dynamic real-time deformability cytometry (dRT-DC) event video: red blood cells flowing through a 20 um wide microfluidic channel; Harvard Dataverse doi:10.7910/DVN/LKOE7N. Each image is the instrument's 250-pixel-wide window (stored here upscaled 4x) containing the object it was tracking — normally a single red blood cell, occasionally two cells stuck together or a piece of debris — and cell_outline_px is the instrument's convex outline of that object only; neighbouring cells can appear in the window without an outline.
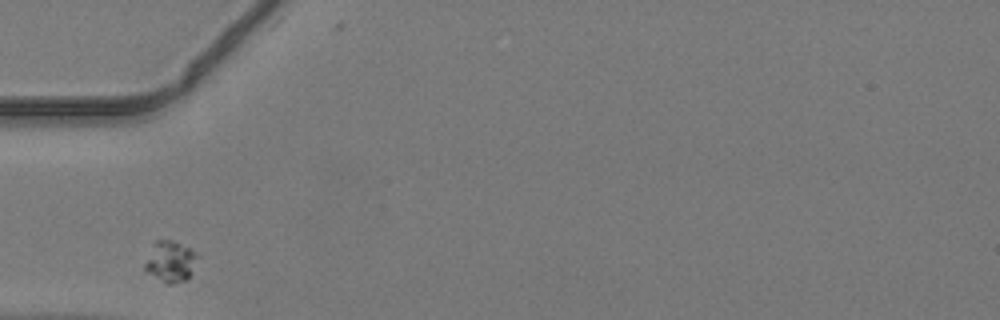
{"species": "common noctule bat (a hibernating species)", "species_latin": "Nyctalus noctula", "temperature_condition": "warm", "stored_images_in_passage": 27, "camera_frame_rate_fps": 3000, "um_per_image_px": 0.085, "animal": {"sex": "male", "body_mass_g": 19.2, "forearm_length_mm": 51.8}, "frame": {"image": 1, "passage_image": 1, "time_ms": 0.0, "image_size_px": [1000, 320], "cell_outline_px": [[192, 272], [188, 280], [172, 284], [168, 284], [144, 272], [144, 264], [156, 240], [172, 240], [192, 248]], "centroid_in_image_um": [14.41, 22.26], "position_along_channel_um": 70.6, "area_um2": 12.14}}
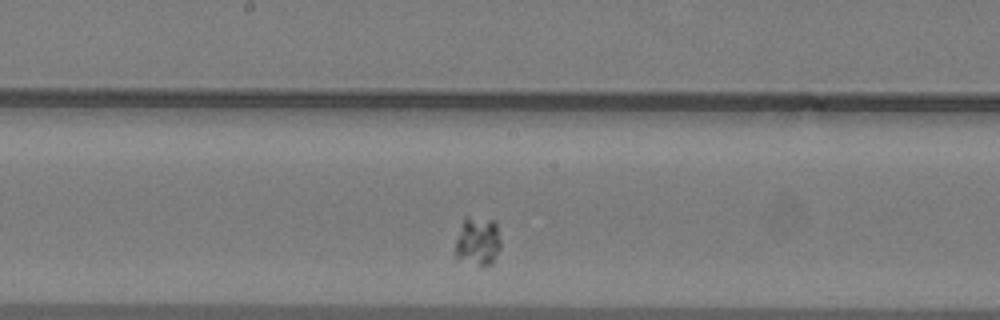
{"frame": {"image": 2, "passage_image": 11, "time_ms": 3.333, "image_size_px": [1000, 320], "cell_outline_px": [[500, 248], [492, 264], [484, 268], [456, 260], [456, 240], [464, 216], [468, 216], [492, 220], [496, 224], [500, 240]], "centroid_in_image_um": [40.6, 20.56], "position_along_channel_um": 207.6, "area_um2": 13.24}}
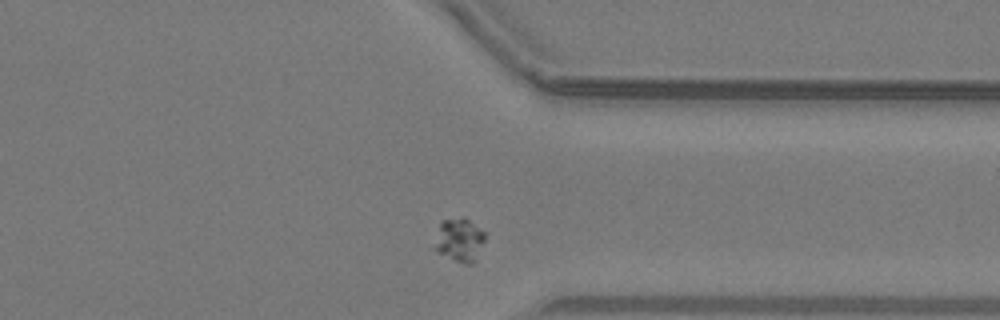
{"frame": {"image": 3, "passage_image": 23, "time_ms": 7.333, "image_size_px": [1000, 320], "cell_outline_px": [[484, 240], [476, 260], [472, 264], [464, 264], [436, 252], [436, 248], [440, 220], [460, 216], [464, 216], [484, 232]], "centroid_in_image_um": [39.07, 20.38], "position_along_channel_um": 372.3, "area_um2": 12.6}}